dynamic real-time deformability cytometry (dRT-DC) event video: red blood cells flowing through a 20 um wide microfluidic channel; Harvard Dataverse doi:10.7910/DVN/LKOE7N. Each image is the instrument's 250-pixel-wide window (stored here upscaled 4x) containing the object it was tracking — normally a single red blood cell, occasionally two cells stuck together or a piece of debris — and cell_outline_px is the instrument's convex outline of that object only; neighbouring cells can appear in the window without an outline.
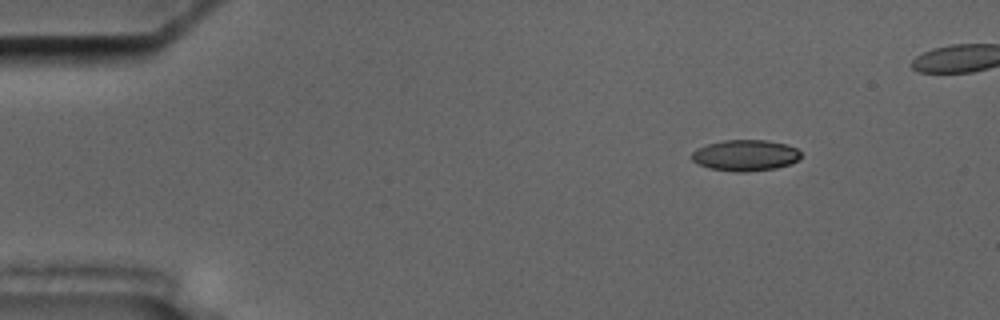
{"species": "common noctule bat (a hibernating species)", "species_latin": "Nyctalus noctula", "temperature_condition": "cold", "stored_images_in_passage": 46, "camera_frame_rate_fps": 3000, "um_per_image_px": 0.085, "animal": {"sex": "male", "body_mass_g": 17.5, "forearm_length_mm": 52.3}, "frame": {"image": 1, "passage_image": 1, "time_ms": 0.0, "image_size_px": [1000, 320], "cell_outline_px": [[800, 156], [796, 160], [788, 164], [776, 168], [744, 172], [736, 172], [708, 168], [692, 160], [692, 152], [696, 148], [708, 144], [724, 140], [764, 140], [788, 144], [796, 148], [800, 152]], "centroid_in_image_um": [63.33, 13.2], "position_along_channel_um": 21.7, "area_um2": 19.65}}
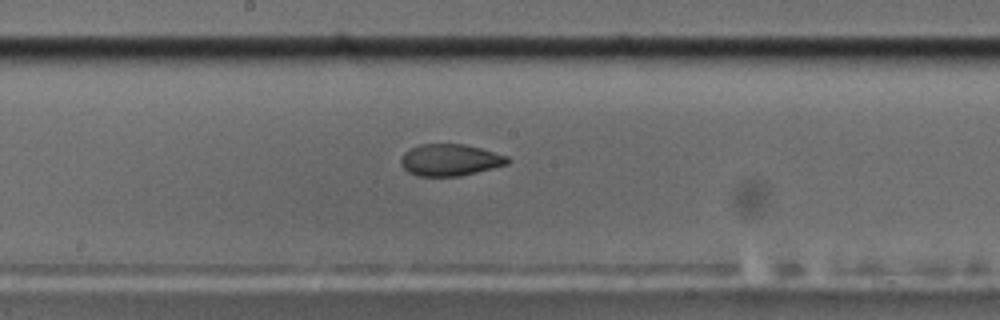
{"frame": {"image": 2, "passage_image": 24, "time_ms": 7.667, "image_size_px": [1000, 320], "cell_outline_px": [[512, 160], [508, 164], [460, 176], [416, 176], [408, 172], [400, 164], [400, 160], [404, 152], [420, 144], [464, 144], [480, 148], [508, 156]], "centroid_in_image_um": [38.25, 13.6], "position_along_channel_um": 209.9, "area_um2": 19.77}}
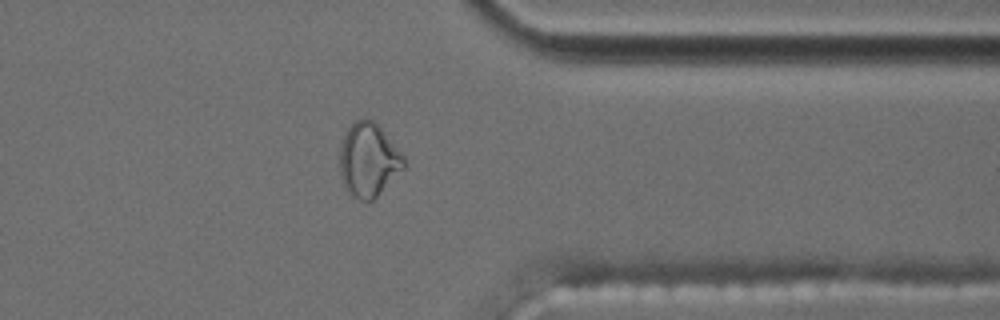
{"frame": {"image": 3, "passage_image": 39, "time_ms": 12.667, "image_size_px": [1000, 320], "cell_outline_px": [[404, 168], [372, 200], [360, 200], [352, 196], [344, 188], [340, 172], [340, 148], [344, 136], [348, 128], [356, 120], [364, 116], [372, 120], [380, 128], [404, 156]], "centroid_in_image_um": [31.29, 13.59], "position_along_channel_um": 380.1, "area_um2": 27.11}}